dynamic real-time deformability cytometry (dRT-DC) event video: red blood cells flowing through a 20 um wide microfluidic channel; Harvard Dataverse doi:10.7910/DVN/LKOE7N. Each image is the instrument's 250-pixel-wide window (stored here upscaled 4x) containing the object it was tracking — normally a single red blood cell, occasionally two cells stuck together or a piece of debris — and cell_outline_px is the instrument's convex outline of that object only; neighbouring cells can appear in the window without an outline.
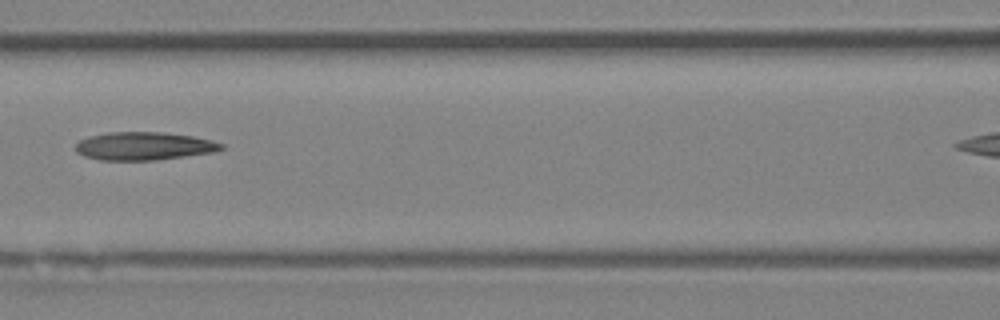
{"species": "Egyptian fruit bat (a non-hibernating species)", "species_latin": "Rousettus aegyptiacus", "temperature_condition": "room temperature", "stored_images_in_passage": 5, "segment_of_instrument_passage": [1, 2], "camera_frame_rate_fps": 3000, "um_per_image_px": 0.085, "animal": {"sex": "female"}, "frame": {"image": 1, "passage_image": 4, "time_ms": 3.333, "image_size_px": [1000, 320], "cell_outline_px": [[224, 148], [216, 152], [152, 160], [100, 160], [84, 156], [76, 152], [76, 144], [80, 140], [88, 136], [108, 132], [160, 132], [192, 136], [212, 140], [224, 144]], "centroid_in_image_um": [12.23, 12.41], "position_along_channel_um": 154.4, "area_um2": 23.81}}